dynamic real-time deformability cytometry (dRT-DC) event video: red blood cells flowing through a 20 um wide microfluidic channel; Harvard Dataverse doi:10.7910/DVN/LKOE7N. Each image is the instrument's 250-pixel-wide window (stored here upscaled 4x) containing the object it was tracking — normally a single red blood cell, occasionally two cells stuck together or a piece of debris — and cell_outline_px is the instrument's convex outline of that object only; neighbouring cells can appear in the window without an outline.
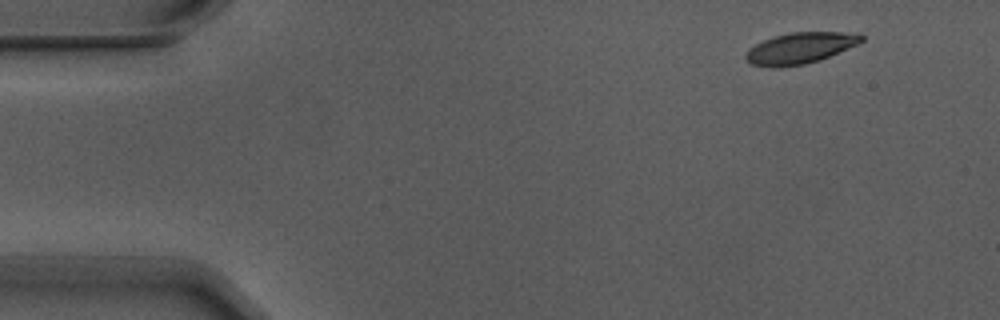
{"species": "Egyptian fruit bat (a non-hibernating species)", "species_latin": "Rousettus aegyptiacus", "temperature_condition": "warm", "stored_images_in_passage": 4, "camera_frame_rate_fps": 3000, "um_per_image_px": 0.085, "animal": {"sex": "male"}, "frame": {"image": 1, "passage_image": 1, "time_ms": 0.0, "image_size_px": [1000, 320], "cell_outline_px": [[864, 40], [860, 44], [820, 60], [804, 64], [776, 68], [768, 68], [752, 64], [744, 56], [748, 48], [764, 40], [788, 32], [860, 32], [864, 36]], "centroid_in_image_um": [68.06, 4.08], "position_along_channel_um": 16.9, "area_um2": 21.33}}